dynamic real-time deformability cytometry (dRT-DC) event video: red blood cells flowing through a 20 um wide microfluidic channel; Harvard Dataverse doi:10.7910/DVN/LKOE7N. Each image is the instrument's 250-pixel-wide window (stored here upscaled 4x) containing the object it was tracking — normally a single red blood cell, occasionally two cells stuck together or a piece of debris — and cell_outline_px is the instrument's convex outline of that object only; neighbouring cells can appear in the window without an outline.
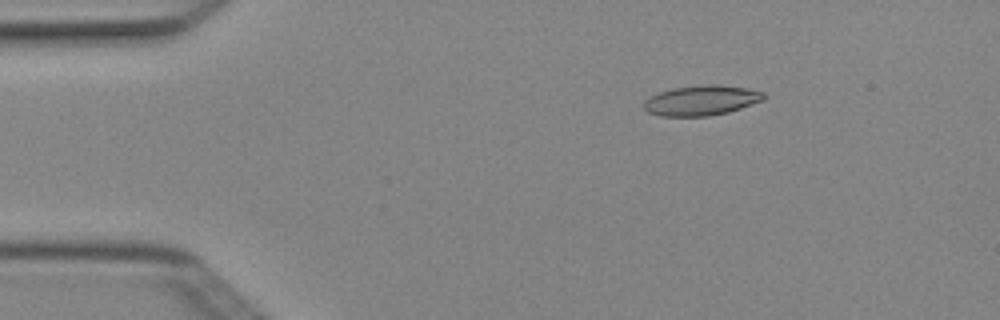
{"species": "Egyptian fruit bat (a non-hibernating species)", "species_latin": "Rousettus aegyptiacus", "temperature_condition": "cold", "stored_images_in_passage": 5, "camera_frame_rate_fps": 3000, "um_per_image_px": 0.085, "animal": {"sex": "female"}, "frame": {"image": 1, "passage_image": 3, "time_ms": 0.667, "image_size_px": [1000, 320], "cell_outline_px": [[764, 100], [728, 112], [708, 116], [660, 116], [648, 112], [644, 108], [644, 100], [660, 92], [672, 88], [700, 84], [716, 84], [748, 88], [764, 92]], "centroid_in_image_um": [59.62, 8.52], "position_along_channel_um": 25.4, "area_um2": 21.04}}
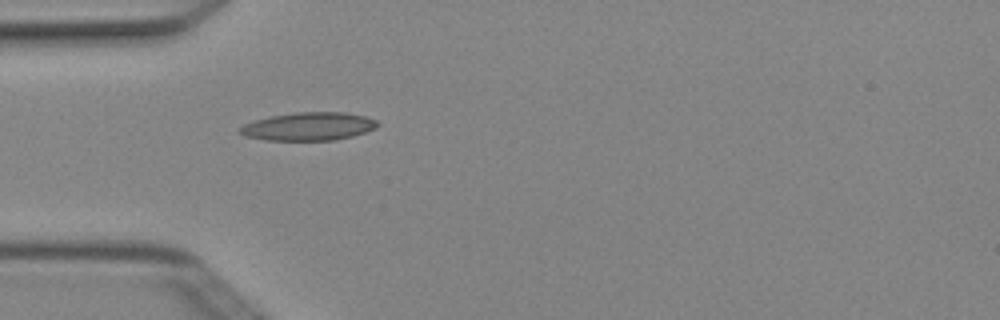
{"frame": {"image": 2, "passage_image": 5, "time_ms": 1.333, "image_size_px": [1000, 320], "cell_outline_px": [[380, 124], [376, 128], [352, 136], [336, 140], [264, 140], [244, 136], [240, 132], [240, 128], [244, 124], [256, 120], [272, 116], [296, 112], [344, 112], [364, 116], [376, 120]], "centroid_in_image_um": [26.25, 10.75], "position_along_channel_um": 58.8, "area_um2": 22.43}}